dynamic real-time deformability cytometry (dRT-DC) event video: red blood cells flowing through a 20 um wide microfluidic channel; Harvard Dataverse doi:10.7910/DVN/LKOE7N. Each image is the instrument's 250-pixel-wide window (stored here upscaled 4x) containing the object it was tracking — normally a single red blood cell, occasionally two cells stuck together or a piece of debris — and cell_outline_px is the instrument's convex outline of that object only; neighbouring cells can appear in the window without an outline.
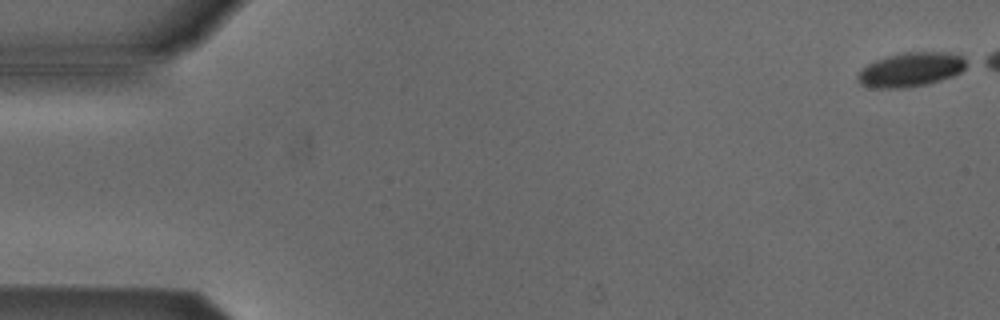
{"species": "Egyptian fruit bat (a non-hibernating species)", "species_latin": "Rousettus aegyptiacus", "temperature_condition": "cold", "stored_images_in_passage": 5, "camera_frame_rate_fps": 3000, "um_per_image_px": 0.085, "animal": {"sex": "male"}, "frame": {"image": 1, "passage_image": 1, "time_ms": 0.0, "image_size_px": [1000, 320], "cell_outline_px": [[972, 60], [960, 72], [952, 76], [928, 84], [908, 88], [876, 88], [860, 84], [856, 76], [860, 68], [876, 60], [900, 52], [948, 52], [964, 56]], "centroid_in_image_um": [77.45, 5.9], "position_along_channel_um": 7.5, "area_um2": 22.08}}